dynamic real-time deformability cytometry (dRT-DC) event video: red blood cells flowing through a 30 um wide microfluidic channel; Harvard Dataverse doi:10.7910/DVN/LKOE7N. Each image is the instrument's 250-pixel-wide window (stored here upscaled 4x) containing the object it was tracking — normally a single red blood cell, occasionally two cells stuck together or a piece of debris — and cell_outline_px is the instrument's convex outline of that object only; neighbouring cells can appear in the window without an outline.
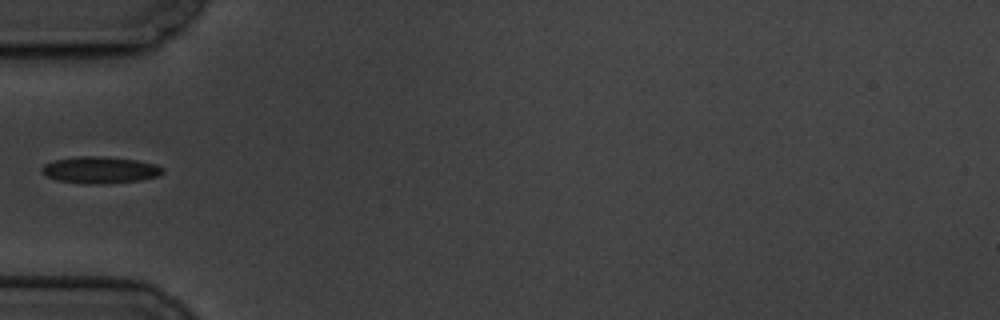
{"species": "common noctule bat (a hibernating species)", "species_latin": "Nyctalus noctula", "temperature_condition": "cold", "stored_images_in_passage": 1, "camera_frame_rate_fps": 3000, "um_per_image_px": 0.085, "animal": {"sex": "male", "body_mass_g": 19.5, "forearm_length_mm": 54.6}, "frame": {"image": 1, "passage_image": 1, "time_ms": 0.0, "image_size_px": [1000, 320], "cell_outline_px": [[164, 172], [160, 176], [140, 180], [108, 184], [84, 184], [56, 180], [40, 172], [40, 168], [44, 164], [52, 160], [76, 156], [108, 156], [136, 160], [156, 164], [164, 168]], "centroid_in_image_um": [8.5, 14.44], "position_along_channel_um": 76.5, "area_um2": 19.31}}